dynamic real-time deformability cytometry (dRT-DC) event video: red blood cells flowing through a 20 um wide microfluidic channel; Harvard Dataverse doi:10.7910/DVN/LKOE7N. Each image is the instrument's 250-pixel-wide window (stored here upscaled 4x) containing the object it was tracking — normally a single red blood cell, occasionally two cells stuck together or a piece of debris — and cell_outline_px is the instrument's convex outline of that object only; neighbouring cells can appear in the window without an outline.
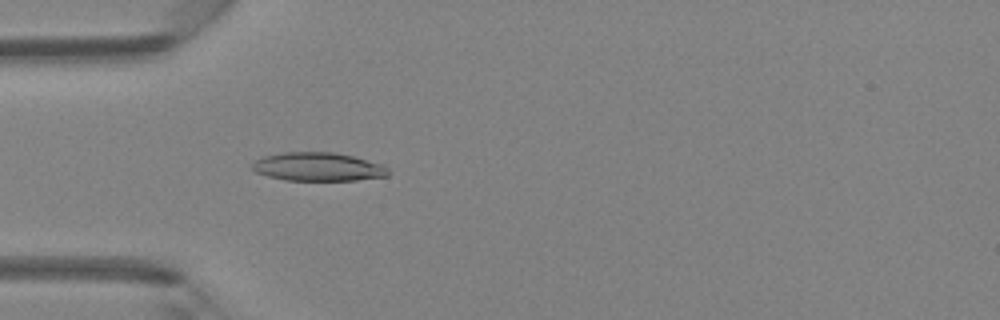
{"species": "Egyptian fruit bat (a non-hibernating species)", "species_latin": "Rousettus aegyptiacus", "temperature_condition": "room temperature", "stored_images_in_passage": 3, "camera_frame_rate_fps": 3000, "um_per_image_px": 0.085, "animal": {"sex": "female"}, "frame": {"image": 1, "passage_image": 3, "time_ms": 2.333, "image_size_px": [1000, 320], "cell_outline_px": [[388, 176], [356, 180], [284, 180], [268, 176], [256, 172], [252, 168], [252, 164], [256, 160], [264, 156], [284, 152], [332, 152], [352, 156], [384, 164], [388, 168]], "centroid_in_image_um": [27.05, 14.18], "position_along_channel_um": 57.9, "area_um2": 22.54}}